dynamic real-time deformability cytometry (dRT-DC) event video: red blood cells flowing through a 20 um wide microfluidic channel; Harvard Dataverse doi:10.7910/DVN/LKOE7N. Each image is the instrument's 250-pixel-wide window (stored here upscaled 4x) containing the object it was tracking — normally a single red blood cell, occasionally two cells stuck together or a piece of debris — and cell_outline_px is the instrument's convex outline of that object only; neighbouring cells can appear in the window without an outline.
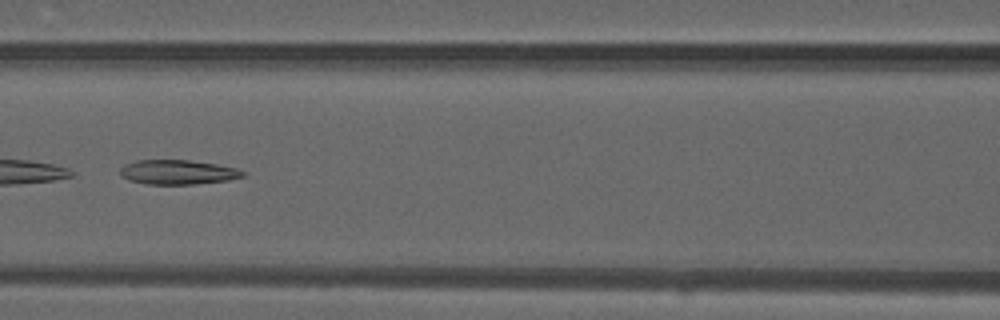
{"species": "common noctule bat (a hibernating species)", "species_latin": "Nyctalus noctula", "temperature_condition": "warm", "stored_images_in_passage": 47, "camera_frame_rate_fps": 3000, "um_per_image_px": 0.085, "animal": {"sex": "male", "forearm_length_mm": 52.5}, "frame": {"image": 1, "passage_image": 21, "time_ms": 6.667, "image_size_px": [1000, 320], "cell_outline_px": [[248, 176], [228, 180], [196, 184], [148, 184], [128, 180], [120, 176], [120, 168], [124, 164], [136, 160], [188, 160], [216, 164], [236, 168], [248, 172]], "centroid_in_image_um": [15.14, 14.63], "position_along_channel_um": 151.5, "area_um2": 17.74}}
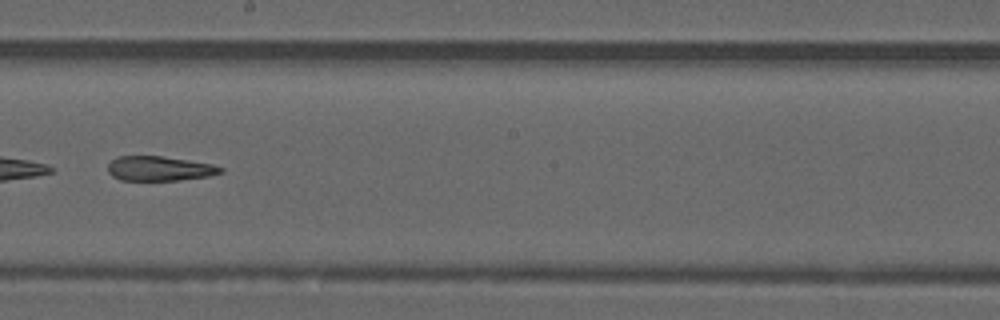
{"frame": {"image": 2, "passage_image": 27, "time_ms": 8.667, "image_size_px": [1000, 320], "cell_outline_px": [[224, 172], [208, 176], [180, 180], [120, 180], [112, 176], [108, 172], [108, 164], [116, 156], [160, 156], [188, 160], [212, 164], [224, 168]], "centroid_in_image_um": [13.55, 14.32], "position_along_channel_um": 234.7, "area_um2": 16.18}}